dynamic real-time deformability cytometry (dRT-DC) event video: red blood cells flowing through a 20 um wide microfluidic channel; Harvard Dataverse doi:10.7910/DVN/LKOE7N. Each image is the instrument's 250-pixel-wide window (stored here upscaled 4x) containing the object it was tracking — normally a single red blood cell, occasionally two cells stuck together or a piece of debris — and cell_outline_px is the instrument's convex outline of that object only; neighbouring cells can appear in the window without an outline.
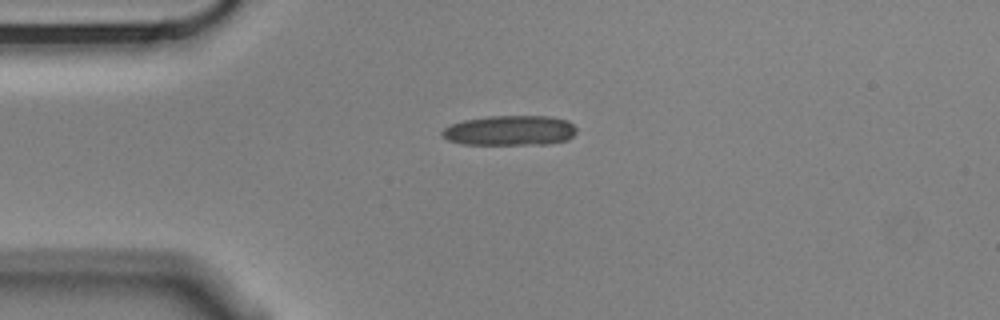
{"species": "Egyptian fruit bat (a non-hibernating species)", "species_latin": "Rousettus aegyptiacus", "temperature_condition": "cold", "stored_images_in_passage": 44, "camera_frame_rate_fps": 3000, "um_per_image_px": 0.085, "animal": {"sex": "male"}, "frame": {"image": 1, "passage_image": 1, "time_ms": 0.0, "image_size_px": [1000, 320], "cell_outline_px": [[576, 132], [568, 140], [544, 144], [460, 144], [448, 140], [440, 136], [440, 132], [444, 128], [452, 124], [464, 120], [488, 116], [548, 116], [568, 120], [576, 128]], "centroid_in_image_um": [43.32, 11.09], "position_along_channel_um": 41.7, "area_um2": 23.58}}
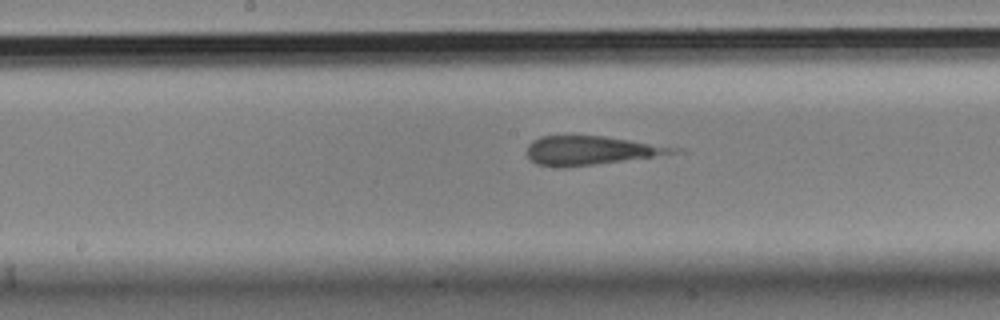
{"frame": {"image": 2, "passage_image": 16, "time_ms": 5.0, "image_size_px": [1000, 320], "cell_outline_px": [[680, 152], [652, 156], [592, 164], [560, 168], [536, 164], [528, 156], [528, 144], [532, 140], [540, 136], [604, 136], [680, 148]], "centroid_in_image_um": [50.14, 12.78], "position_along_channel_um": 198.1, "area_um2": 23.99}}
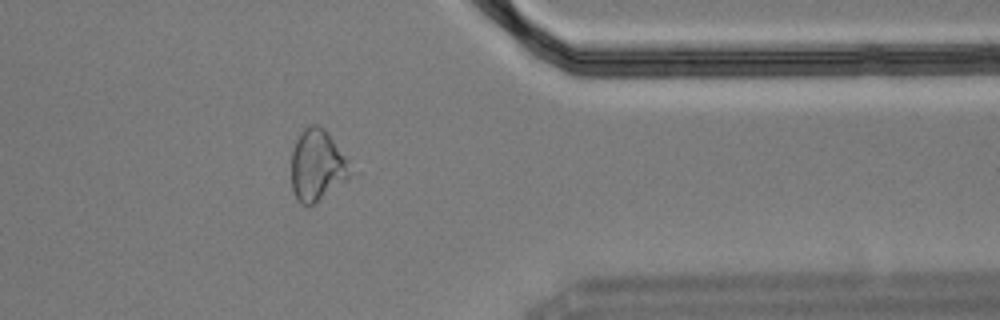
{"frame": {"image": 3, "passage_image": 33, "time_ms": 10.667, "image_size_px": [1000, 320], "cell_outline_px": [[356, 172], [308, 208], [300, 204], [292, 188], [292, 152], [296, 140], [300, 132], [308, 124], [320, 124], [324, 128]], "centroid_in_image_um": [26.96, 14.05], "position_along_channel_um": 384.4, "area_um2": 24.51}, "authors_computed_cell_mechanics": {"area_um2": 24.7962, "velocity_mm_per_s": 3.5454, "shape_relaxation_time_tau1_ms": null, "shape_relaxation_time_tau2_ms": 1.8615, "deformation_change_tau1": null, "deformation_change_tau2": 0.1004}}